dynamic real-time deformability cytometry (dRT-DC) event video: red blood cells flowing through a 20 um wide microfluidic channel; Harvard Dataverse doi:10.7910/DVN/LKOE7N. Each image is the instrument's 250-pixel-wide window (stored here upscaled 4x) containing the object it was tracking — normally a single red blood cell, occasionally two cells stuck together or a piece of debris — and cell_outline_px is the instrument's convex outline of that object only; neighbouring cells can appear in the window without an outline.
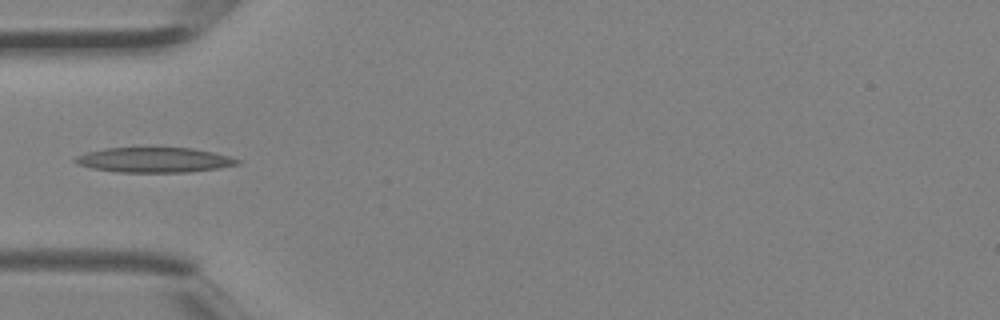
{"species": "Egyptian fruit bat (a non-hibernating species)", "species_latin": "Rousettus aegyptiacus", "temperature_condition": "room temperature", "stored_images_in_passage": 4, "camera_frame_rate_fps": 3000, "um_per_image_px": 0.085, "animal": {"sex": "female"}, "frame": {"image": 1, "passage_image": 4, "time_ms": 1.0, "image_size_px": [1000, 320], "cell_outline_px": [[240, 164], [220, 168], [188, 172], [116, 172], [92, 168], [80, 164], [72, 160], [76, 156], [88, 152], [104, 148], [192, 148], [212, 152], [228, 156], [240, 160]], "centroid_in_image_um": [13.12, 13.6], "position_along_channel_um": 71.9, "area_um2": 23.47}}